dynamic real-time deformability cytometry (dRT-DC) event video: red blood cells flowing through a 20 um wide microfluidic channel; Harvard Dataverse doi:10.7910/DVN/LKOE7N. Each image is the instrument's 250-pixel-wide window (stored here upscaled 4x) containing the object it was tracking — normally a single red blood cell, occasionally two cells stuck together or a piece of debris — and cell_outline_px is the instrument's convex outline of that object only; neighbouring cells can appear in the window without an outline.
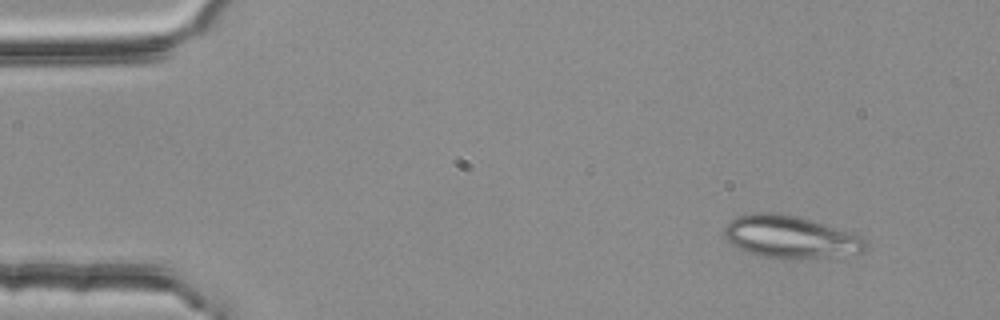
{"species": "common noctule bat (a hibernating species)", "species_latin": "Nyctalus noctula", "temperature_condition": "room temperature", "stored_images_in_passage": 3, "camera_frame_rate_fps": 3000, "um_per_image_px": 0.085, "animal": {"sex": "female", "body_mass_g": 25.1}, "frame": {"image": 1, "passage_image": 1, "time_ms": 0.0, "image_size_px": [1000, 320], "cell_outline_px": [[868, 240], [864, 252], [828, 256], [784, 260], [780, 260], [760, 256], [748, 252], [732, 244], [724, 236], [724, 228], [736, 216], [756, 212], [780, 212], [800, 216], [852, 232]], "centroid_in_image_um": [67.18, 20.13], "position_along_channel_um": 17.8, "area_um2": 35.26}}